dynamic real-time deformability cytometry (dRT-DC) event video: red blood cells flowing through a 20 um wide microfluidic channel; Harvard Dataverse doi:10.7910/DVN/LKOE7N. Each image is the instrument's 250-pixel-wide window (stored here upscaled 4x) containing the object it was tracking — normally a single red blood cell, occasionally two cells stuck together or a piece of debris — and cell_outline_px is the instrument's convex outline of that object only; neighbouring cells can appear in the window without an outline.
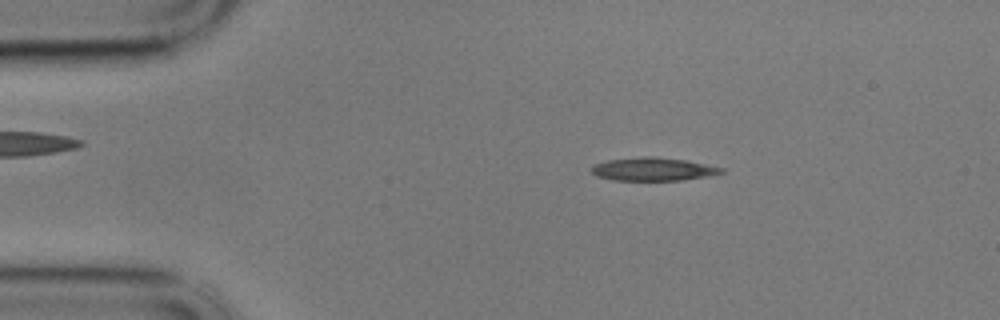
{"species": "common noctule bat (a hibernating species)", "species_latin": "Nyctalus noctula", "temperature_condition": "cold", "stored_images_in_passage": 57, "camera_frame_rate_fps": 3000, "um_per_image_px": 0.085, "animal": {"sex": "male", "body_mass_g": 17.9}, "frame": {"image": 1, "passage_image": 9, "time_ms": 2.667, "image_size_px": [1000, 320], "cell_outline_px": [[724, 172], [708, 176], [684, 180], [612, 180], [596, 176], [592, 172], [592, 164], [608, 160], [644, 156], [652, 156], [684, 160], [724, 168]], "centroid_in_image_um": [55.48, 14.38], "position_along_channel_um": 29.5, "area_um2": 17.46}}
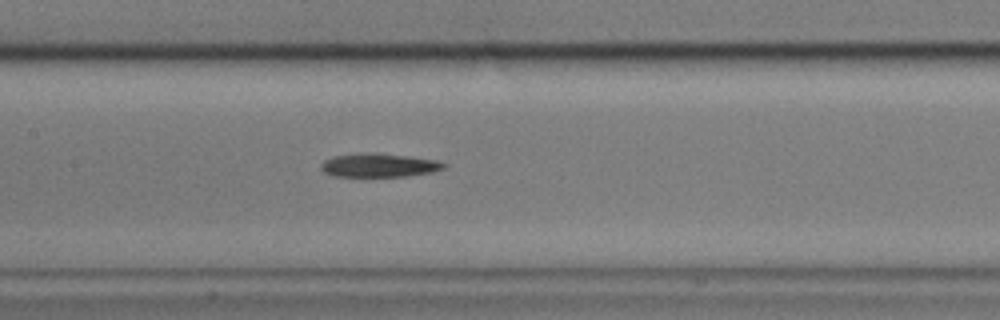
{"frame": {"image": 2, "passage_image": 26, "time_ms": 8.333, "image_size_px": [1000, 320], "cell_outline_px": [[448, 164], [444, 168], [432, 172], [404, 176], [336, 176], [324, 172], [320, 168], [320, 164], [324, 160], [332, 156], [376, 152], [436, 160]], "centroid_in_image_um": [32.2, 14.04], "position_along_channel_um": 175.2, "area_um2": 16.76}}
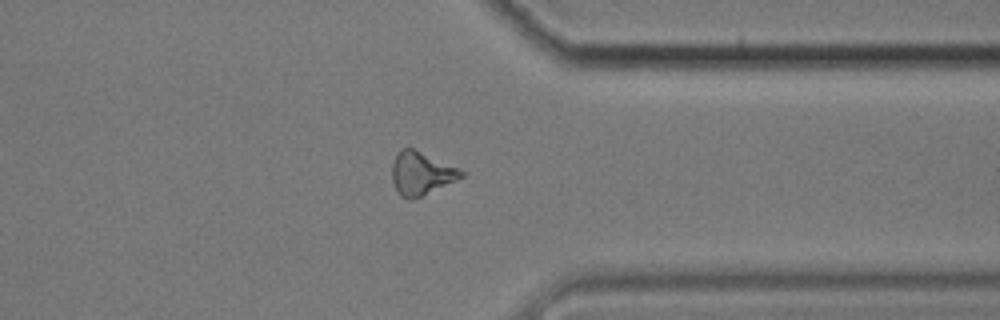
{"frame": {"image": 3, "passage_image": 44, "time_ms": 14.333, "image_size_px": [1000, 320], "cell_outline_px": [[464, 176], [456, 180], [412, 200], [408, 200], [400, 196], [392, 180], [392, 164], [396, 152], [400, 148], [412, 148], [456, 168], [464, 172]], "centroid_in_image_um": [35.73, 14.75], "position_along_channel_um": 375.7, "area_um2": 16.99}}